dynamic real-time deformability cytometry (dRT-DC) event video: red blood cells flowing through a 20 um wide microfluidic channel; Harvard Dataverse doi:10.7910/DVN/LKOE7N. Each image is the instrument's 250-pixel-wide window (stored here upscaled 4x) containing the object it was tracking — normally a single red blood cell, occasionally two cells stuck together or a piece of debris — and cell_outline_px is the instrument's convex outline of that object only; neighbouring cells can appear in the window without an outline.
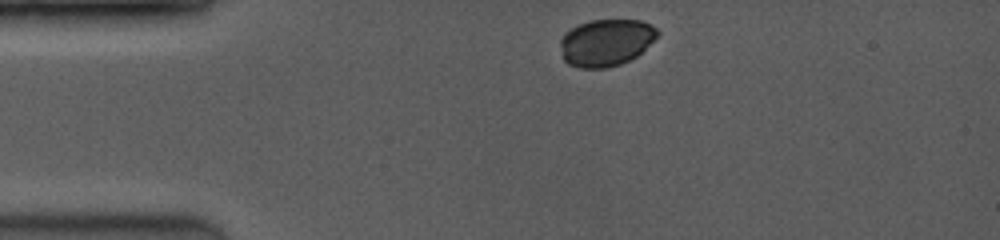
{"species": "common noctule bat (a hibernating species)", "species_latin": "Nyctalus noctula", "temperature_condition": "room temperature", "stored_images_in_passage": 22, "camera_frame_rate_fps": 3500, "um_per_image_px": 0.085, "animal": {"sex": "female", "body_mass_g": 19.0, "forearm_length_mm": 53.3}, "frame": {"image": 1, "passage_image": 1, "time_ms": 0.0, "image_size_px": [1000, 240], "cell_outline_px": [[660, 32], [636, 56], [620, 64], [604, 68], [580, 68], [568, 64], [564, 60], [560, 44], [560, 40], [572, 28], [588, 20], [640, 20], [656, 28]], "centroid_in_image_um": [51.49, 3.61], "position_along_channel_um": 33.5, "area_um2": 26.13}}
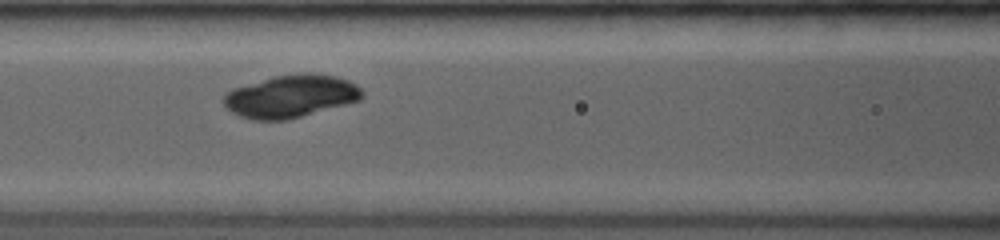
{"frame": {"image": 2, "passage_image": 8, "time_ms": 3.714, "image_size_px": [1000, 240], "cell_outline_px": [[364, 96], [360, 100], [288, 120], [252, 120], [240, 116], [232, 112], [224, 104], [224, 96], [232, 88], [276, 76], [300, 72], [312, 72], [332, 76], [348, 80], [356, 84], [364, 92]], "centroid_in_image_um": [24.74, 8.18], "position_along_channel_um": 141.9, "area_um2": 34.33}}
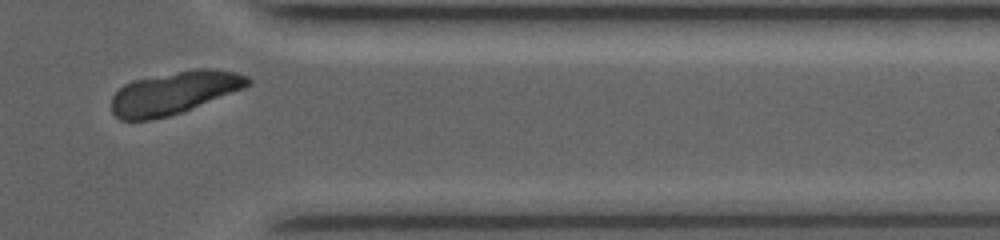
{"frame": {"image": 3, "passage_image": 20, "time_ms": 10.0, "image_size_px": [1000, 240], "cell_outline_px": [[252, 84], [244, 88], [180, 112], [168, 116], [148, 120], [120, 120], [112, 112], [112, 96], [124, 84], [132, 80], [176, 72], [200, 68], [212, 68], [236, 72], [248, 76], [252, 80]], "centroid_in_image_um": [14.81, 7.88], "position_along_channel_um": 396.6, "area_um2": 33.58}}